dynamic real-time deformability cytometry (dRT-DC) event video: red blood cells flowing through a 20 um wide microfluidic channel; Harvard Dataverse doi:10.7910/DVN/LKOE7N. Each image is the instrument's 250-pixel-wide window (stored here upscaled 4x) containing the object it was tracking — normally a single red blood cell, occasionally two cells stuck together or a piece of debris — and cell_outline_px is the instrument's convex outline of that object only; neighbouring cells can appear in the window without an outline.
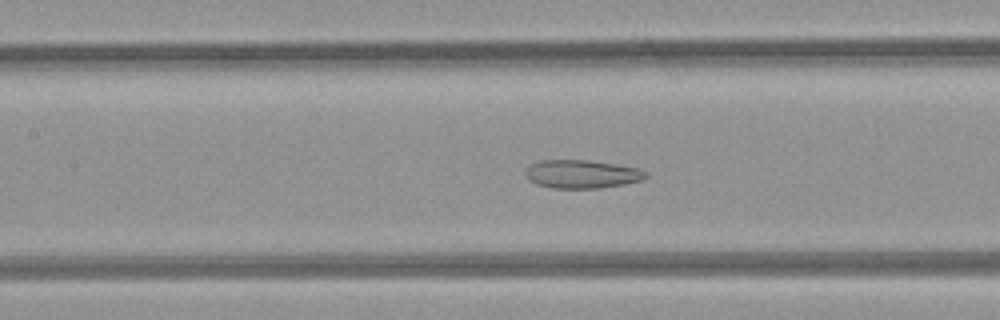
{"species": "common noctule bat (a hibernating species)", "species_latin": "Nyctalus noctula", "temperature_condition": "room temperature", "stored_images_in_passage": 51, "camera_frame_rate_fps": 3000, "um_per_image_px": 0.085, "animal": {"sex": "female", "body_mass_g": 21.9}, "frame": {"image": 1, "passage_image": 23, "time_ms": 7.333, "image_size_px": [1000, 320], "cell_outline_px": [[648, 176], [644, 180], [624, 184], [600, 188], [552, 188], [536, 184], [528, 180], [524, 172], [532, 164], [540, 160], [588, 160], [616, 164], [640, 168], [648, 172]], "centroid_in_image_um": [49.49, 14.8], "position_along_channel_um": 157.9, "area_um2": 20.06}}
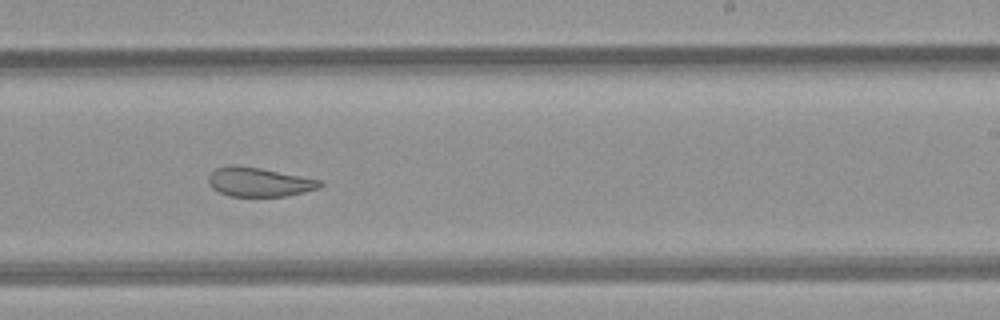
{"frame": {"image": 2, "passage_image": 31, "time_ms": 10.0, "image_size_px": [1000, 320], "cell_outline_px": [[324, 184], [320, 188], [288, 196], [228, 196], [212, 188], [208, 180], [208, 176], [216, 168], [228, 164], [236, 164], [260, 168], [320, 180]], "centroid_in_image_um": [22.0, 15.46], "position_along_channel_um": 267.0, "area_um2": 18.96}}
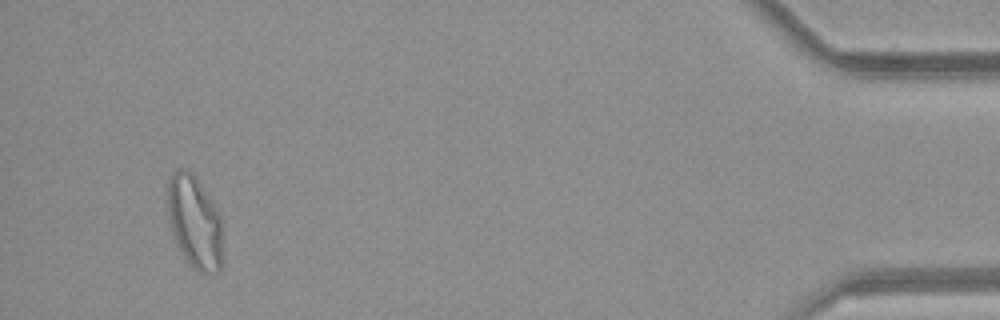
{"frame": {"image": 3, "passage_image": 48, "time_ms": 15.667, "image_size_px": [1000, 320], "cell_outline_px": [[224, 224], [220, 272], [196, 272], [192, 268], [176, 244], [168, 220], [168, 176], [172, 172], [180, 168], [184, 168], [196, 180], [212, 200]], "centroid_in_image_um": [16.56, 18.91], "position_along_channel_um": 418.6, "area_um2": 30.0}, "authors_computed_cell_mechanics": {"area_um2": 26.2412, "velocity_mm_per_s": 4.107, "shape_relaxation_time_tau1_ms": null, "shape_relaxation_time_tau2_ms": 2.0475, "deformation_change_tau1": null, "deformation_change_tau2": 0.0947}}